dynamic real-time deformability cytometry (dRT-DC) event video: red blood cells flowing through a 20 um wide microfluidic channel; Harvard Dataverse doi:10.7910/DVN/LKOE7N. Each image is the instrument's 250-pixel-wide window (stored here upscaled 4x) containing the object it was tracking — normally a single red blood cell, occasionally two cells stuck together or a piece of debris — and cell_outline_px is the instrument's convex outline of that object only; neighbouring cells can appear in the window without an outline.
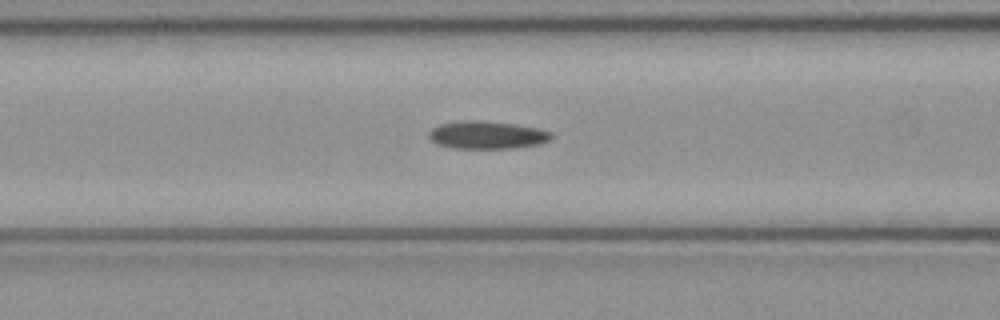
{"species": "common noctule bat (a hibernating species)", "species_latin": "Nyctalus noctula", "temperature_condition": "cold", "stored_images_in_passage": 50, "camera_frame_rate_fps": 3000, "um_per_image_px": 0.085, "animal": {"sex": "female", "body_mass_g": 21.9}, "frame": {"image": 1, "passage_image": 20, "time_ms": 6.333, "image_size_px": [1000, 320], "cell_outline_px": [[552, 140], [540, 144], [516, 148], [452, 148], [436, 144], [428, 136], [428, 132], [432, 128], [440, 124], [468, 120], [480, 120], [512, 124], [540, 128], [552, 132]], "centroid_in_image_um": [41.43, 11.48], "position_along_channel_um": 125.2, "area_um2": 19.94}}
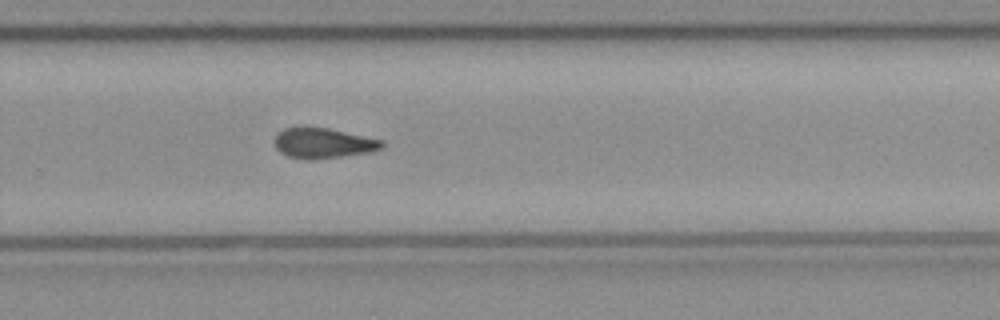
{"frame": {"image": 2, "passage_image": 33, "time_ms": 10.667, "image_size_px": [1000, 320], "cell_outline_px": [[384, 148], [368, 152], [340, 156], [308, 160], [288, 156], [280, 152], [276, 148], [272, 140], [284, 128], [304, 124], [328, 128], [384, 140]], "centroid_in_image_um": [27.43, 12.12], "position_along_channel_um": 302.4, "area_um2": 19.36}}
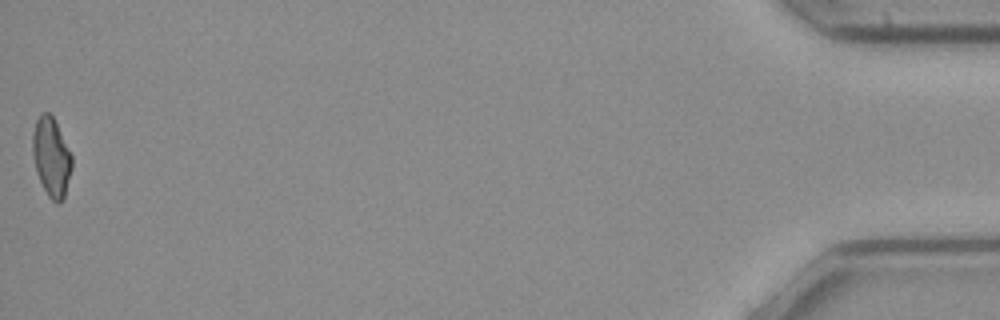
{"frame": {"image": 3, "passage_image": 50, "time_ms": 16.333, "image_size_px": [1000, 320], "cell_outline_px": [[72, 168], [64, 196], [60, 204], [56, 204], [48, 196], [36, 172], [32, 152], [32, 132], [36, 120], [40, 112], [48, 112], [52, 116], [72, 156]], "centroid_in_image_um": [4.34, 13.35], "position_along_channel_um": 430.9, "area_um2": 17.98}, "authors_computed_cell_mechanics": {"area_um2": 19.3052, "velocity_mm_per_s": 4.0858, "shape_relaxation_time_tau1_ms": null, "shape_relaxation_time_tau2_ms": 10.0351, "deformation_change_tau1": null, "deformation_change_tau2": 0.2054}}